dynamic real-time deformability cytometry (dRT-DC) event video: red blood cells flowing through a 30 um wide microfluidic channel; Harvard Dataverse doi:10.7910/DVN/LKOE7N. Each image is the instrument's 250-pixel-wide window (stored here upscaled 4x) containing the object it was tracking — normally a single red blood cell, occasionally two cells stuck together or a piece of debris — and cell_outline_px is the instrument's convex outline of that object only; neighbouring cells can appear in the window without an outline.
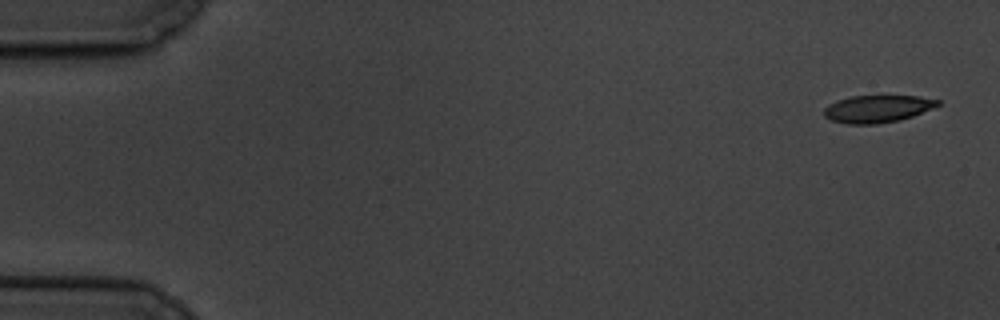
{"species": "common noctule bat (a hibernating species)", "species_latin": "Nyctalus noctula", "temperature_condition": "cold", "stored_images_in_passage": 5, "camera_frame_rate_fps": 3000, "um_per_image_px": 0.085, "animal": {"sex": "male", "body_mass_g": 19.5, "forearm_length_mm": 54.6}, "frame": {"image": 1, "passage_image": 1, "time_ms": 0.0, "image_size_px": [1000, 320], "cell_outline_px": [[940, 104], [932, 108], [912, 116], [900, 120], [876, 124], [848, 124], [828, 120], [824, 116], [824, 108], [828, 104], [836, 100], [852, 96], [920, 96], [940, 100]], "centroid_in_image_um": [74.54, 9.25], "position_along_channel_um": 10.5, "area_um2": 18.21}}
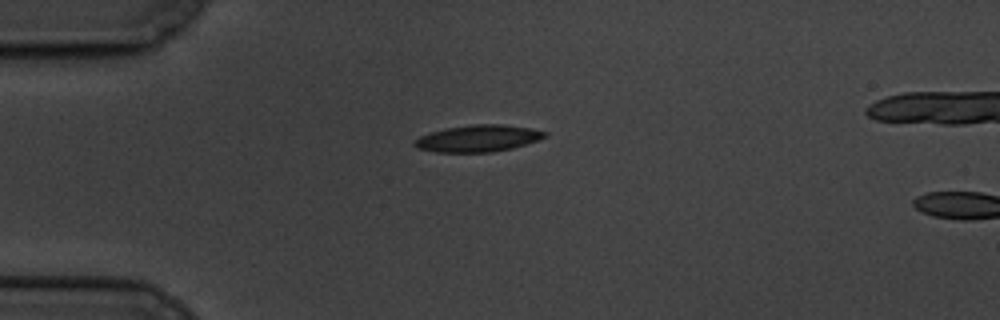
{"frame": {"image": 2, "passage_image": 4, "time_ms": 4.333, "image_size_px": [1000, 320], "cell_outline_px": [[548, 136], [512, 148], [492, 152], [436, 152], [416, 148], [412, 144], [412, 140], [420, 136], [444, 128], [472, 124], [500, 124], [532, 128], [548, 132]], "centroid_in_image_um": [40.6, 11.76], "position_along_channel_um": 44.4, "area_um2": 20.4}}